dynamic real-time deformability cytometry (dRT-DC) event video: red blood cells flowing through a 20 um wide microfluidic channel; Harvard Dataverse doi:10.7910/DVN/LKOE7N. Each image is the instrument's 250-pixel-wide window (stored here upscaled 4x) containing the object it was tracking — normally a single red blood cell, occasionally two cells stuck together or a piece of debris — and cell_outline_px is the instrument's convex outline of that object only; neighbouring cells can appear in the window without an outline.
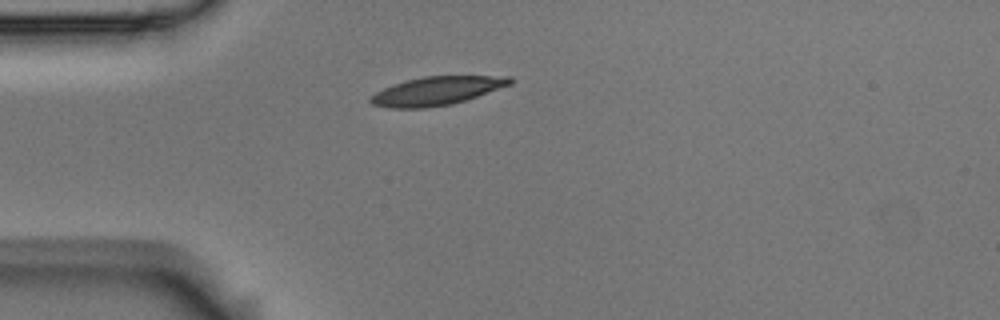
{"species": "Egyptian fruit bat (a non-hibernating species)", "species_latin": "Rousettus aegyptiacus", "temperature_condition": "room temperature", "stored_images_in_passage": 4, "camera_frame_rate_fps": 3000, "um_per_image_px": 0.085, "animal": {"sex": "male"}, "frame": {"image": 1, "passage_image": 4, "time_ms": 1.0, "image_size_px": [1000, 320], "cell_outline_px": [[516, 80], [512, 84], [452, 104], [424, 108], [392, 108], [372, 104], [368, 100], [368, 96], [392, 84], [424, 76], [512, 76]], "centroid_in_image_um": [37.12, 7.72], "position_along_channel_um": 47.9, "area_um2": 23.12}}